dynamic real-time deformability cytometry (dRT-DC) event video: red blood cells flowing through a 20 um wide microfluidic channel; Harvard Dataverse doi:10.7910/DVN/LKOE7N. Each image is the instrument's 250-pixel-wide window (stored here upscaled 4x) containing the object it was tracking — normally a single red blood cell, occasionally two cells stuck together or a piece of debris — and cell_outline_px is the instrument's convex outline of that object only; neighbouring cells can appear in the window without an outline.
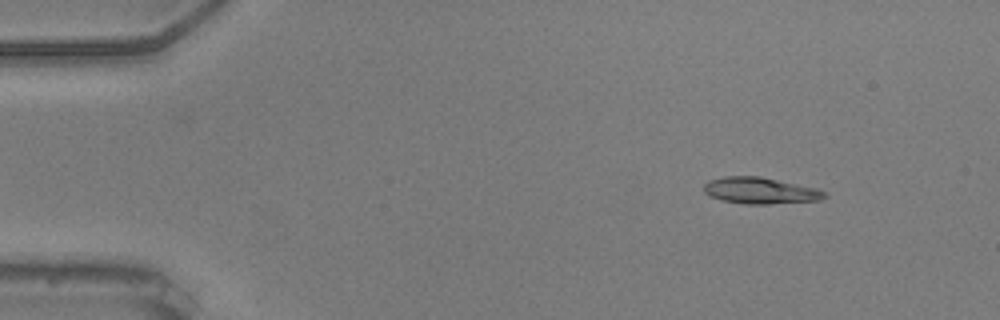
{"species": "common noctule bat (a hibernating species)", "species_latin": "Nyctalus noctula", "temperature_condition": "warm", "stored_images_in_passage": 45, "camera_frame_rate_fps": 3000, "um_per_image_px": 0.085, "animal": {"sex": "male", "body_mass_g": 20.5, "forearm_length_mm": 52.5}, "frame": {"image": 1, "passage_image": 1, "time_ms": 0.0, "image_size_px": [1000, 320], "cell_outline_px": [[828, 196], [820, 200], [768, 204], [744, 204], [720, 200], [708, 196], [704, 192], [704, 184], [708, 180], [724, 176], [760, 176], [816, 188], [824, 192]], "centroid_in_image_um": [64.57, 16.2], "position_along_channel_um": 20.4, "area_um2": 18.67}}
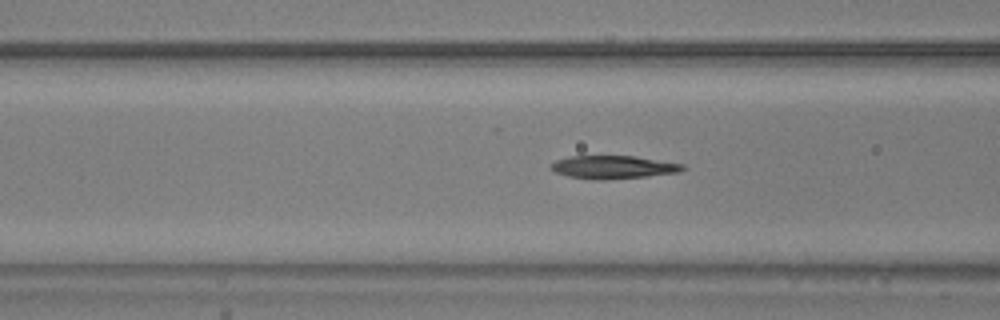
{"frame": {"image": 2, "passage_image": 16, "time_ms": 5.0, "image_size_px": [1000, 320], "cell_outline_px": [[688, 168], [680, 172], [648, 176], [604, 180], [596, 180], [568, 176], [556, 172], [548, 168], [556, 160], [572, 156], [636, 156], [684, 164]], "centroid_in_image_um": [52.17, 14.21], "position_along_channel_um": 114.4, "area_um2": 17.8}}
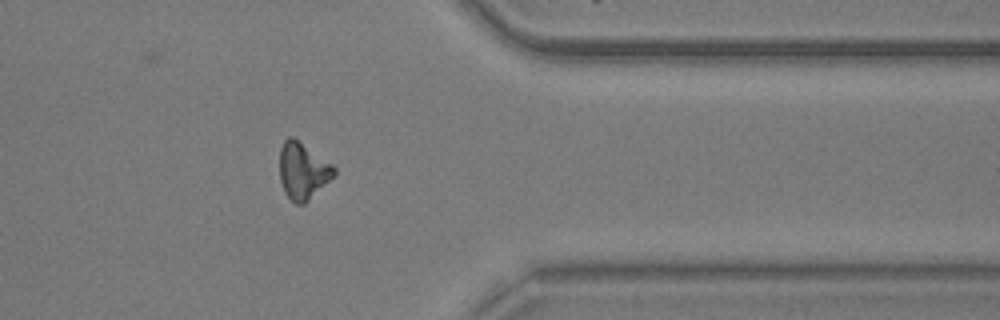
{"frame": {"image": 3, "passage_image": 39, "time_ms": 12.667, "image_size_px": [1000, 320], "cell_outline_px": [[336, 172], [304, 204], [296, 204], [284, 192], [280, 180], [280, 148], [284, 140], [288, 136], [292, 136], [332, 164], [336, 168]], "centroid_in_image_um": [25.7, 14.5], "position_along_channel_um": 385.7, "area_um2": 17.57}}